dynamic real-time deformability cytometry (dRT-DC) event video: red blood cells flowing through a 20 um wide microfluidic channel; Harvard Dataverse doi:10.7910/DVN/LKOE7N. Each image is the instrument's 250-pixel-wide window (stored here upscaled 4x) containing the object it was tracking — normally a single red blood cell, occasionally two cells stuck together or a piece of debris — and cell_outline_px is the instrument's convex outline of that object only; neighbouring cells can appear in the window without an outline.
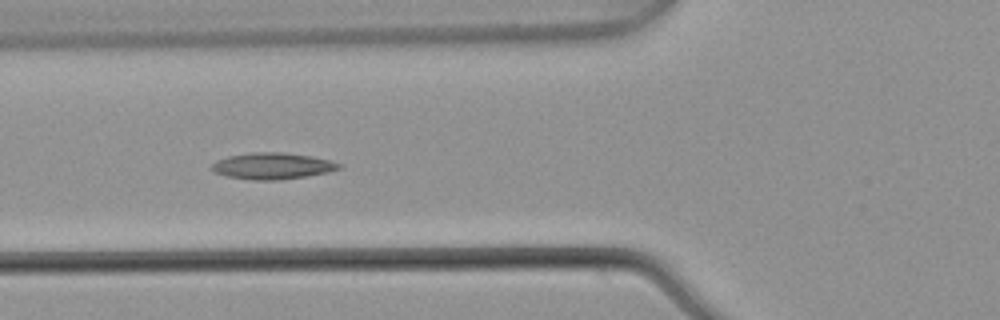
{"species": "common noctule bat (a hibernating species)", "species_latin": "Nyctalus noctula", "temperature_condition": "warm", "stored_images_in_passage": 7, "camera_frame_rate_fps": 3000, "um_per_image_px": 0.085, "animal": {"sex": "male", "body_mass_g": 21.5, "forearm_length_mm": 52.0}, "frame": {"image": 1, "passage_image": 6, "time_ms": 1.667, "image_size_px": [1000, 320], "cell_outline_px": [[344, 164], [340, 168], [328, 172], [280, 180], [252, 180], [228, 176], [212, 172], [208, 168], [216, 160], [228, 156], [252, 152], [284, 152], [312, 156]], "centroid_in_image_um": [23.12, 14.1], "position_along_channel_um": 102.7, "area_um2": 19.71}}
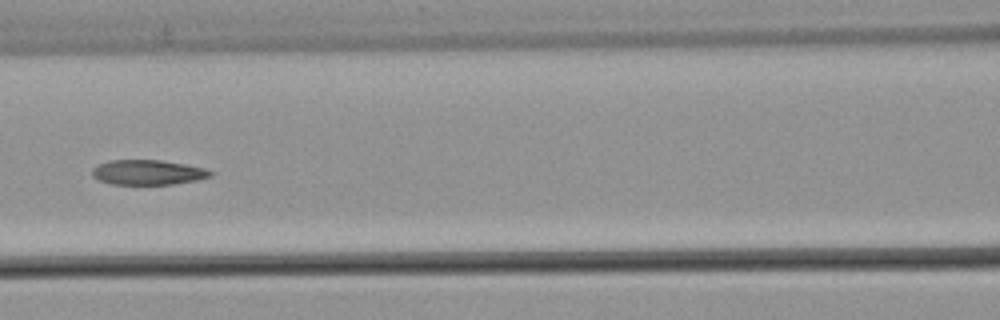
{"frame": {"image": 2, "passage_image": 7, "time_ms": 2.0, "image_size_px": [1000, 320], "cell_outline_px": [[216, 172], [212, 176], [196, 180], [172, 184], [112, 184], [100, 180], [92, 176], [92, 168], [108, 160], [160, 160], [184, 164], [204, 168]], "centroid_in_image_um": [12.59, 14.64], "position_along_channel_um": 154.0, "area_um2": 17.11}}